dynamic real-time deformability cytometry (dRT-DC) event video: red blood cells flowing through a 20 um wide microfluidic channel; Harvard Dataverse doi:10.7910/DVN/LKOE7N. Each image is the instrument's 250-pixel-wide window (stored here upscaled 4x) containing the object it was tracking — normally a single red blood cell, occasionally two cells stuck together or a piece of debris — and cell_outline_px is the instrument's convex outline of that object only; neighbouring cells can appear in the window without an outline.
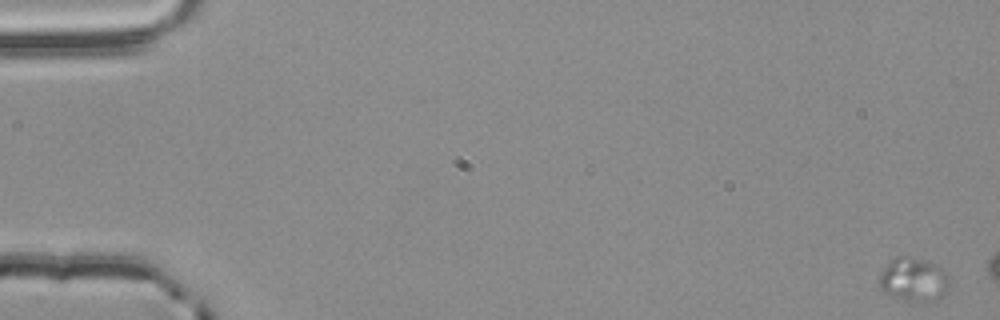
{"species": "common noctule bat (a hibernating species)", "species_latin": "Nyctalus noctula", "temperature_condition": "room temperature", "stored_images_in_passage": 8, "segment_of_instrument_passage": [1, 2], "camera_frame_rate_fps": 3000, "um_per_image_px": 0.085, "animal": {"sex": "male", "body_mass_g": 20.4}, "frame": {"image": 1, "passage_image": 1, "time_ms": 0.0, "image_size_px": [1000, 320], "cell_outline_px": [[948, 288], [936, 300], [908, 300], [884, 292], [880, 288], [880, 272], [896, 256], [912, 256], [940, 264], [948, 276]], "centroid_in_image_um": [77.68, 23.7], "position_along_channel_um": 7.3, "area_um2": 17.57}}